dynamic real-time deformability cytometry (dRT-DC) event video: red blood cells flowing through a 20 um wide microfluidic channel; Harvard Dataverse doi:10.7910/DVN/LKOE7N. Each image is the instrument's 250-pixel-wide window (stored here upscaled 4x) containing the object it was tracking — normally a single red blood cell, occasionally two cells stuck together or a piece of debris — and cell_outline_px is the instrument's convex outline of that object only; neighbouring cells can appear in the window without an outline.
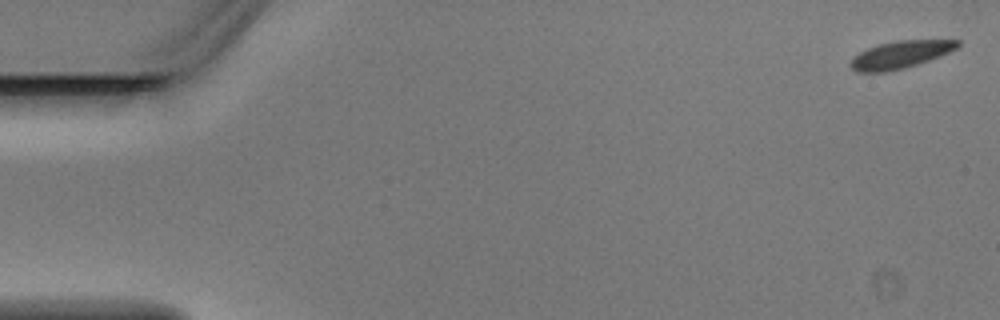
{"species": "Egyptian fruit bat (a non-hibernating species)", "species_latin": "Rousettus aegyptiacus", "temperature_condition": "warm", "stored_images_in_passage": 5, "camera_frame_rate_fps": 3000, "um_per_image_px": 0.085, "animal": {"sex": "male"}, "frame": {"image": 1, "passage_image": 1, "time_ms": 0.0, "image_size_px": [1000, 320], "cell_outline_px": [[960, 44], [956, 48], [940, 56], [904, 68], [884, 72], [856, 72], [848, 64], [860, 52], [868, 48], [880, 44], [896, 40], [960, 40]], "centroid_in_image_um": [76.52, 4.64], "position_along_channel_um": 8.5, "area_um2": 16.82}}
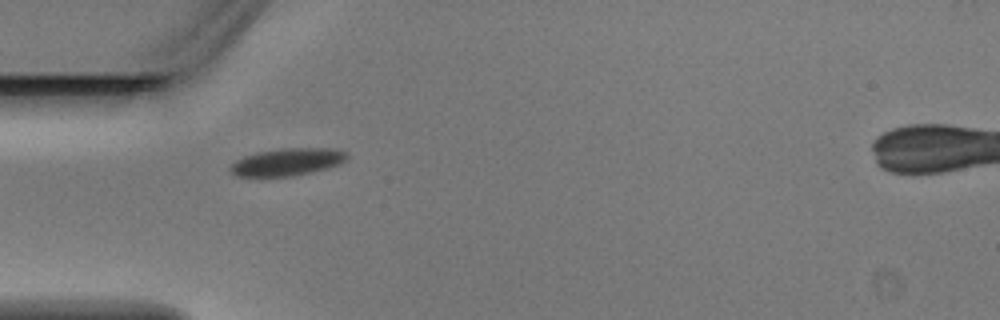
{"frame": {"image": 2, "passage_image": 5, "time_ms": 1.333, "image_size_px": [1000, 320], "cell_outline_px": [[348, 156], [344, 160], [336, 164], [324, 168], [292, 176], [236, 176], [228, 168], [236, 160], [244, 156], [256, 152], [280, 148], [332, 148], [348, 152]], "centroid_in_image_um": [24.37, 13.74], "position_along_channel_um": 60.6, "area_um2": 18.32}}